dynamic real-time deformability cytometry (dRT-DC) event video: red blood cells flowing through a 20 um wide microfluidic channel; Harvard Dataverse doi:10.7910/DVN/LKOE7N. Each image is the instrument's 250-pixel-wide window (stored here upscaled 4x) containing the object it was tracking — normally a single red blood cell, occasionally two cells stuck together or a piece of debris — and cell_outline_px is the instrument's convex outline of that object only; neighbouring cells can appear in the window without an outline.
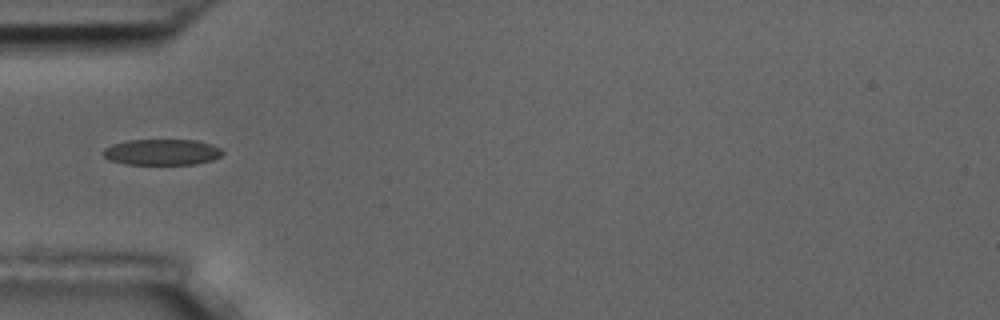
{"species": "common noctule bat (a hibernating species)", "species_latin": "Nyctalus noctula", "temperature_condition": "room temperature", "stored_images_in_passage": 5, "segment_of_instrument_passage": [2, 2], "camera_frame_rate_fps": 3000, "um_per_image_px": 0.085, "animal": {"sex": "male", "body_mass_g": 17.5, "forearm_length_mm": 52.3}, "frame": {"image": 1, "passage_image": 5, "time_ms": 4.667, "image_size_px": [1000, 320], "cell_outline_px": [[224, 152], [220, 156], [212, 160], [196, 164], [124, 164], [108, 160], [100, 152], [104, 148], [112, 144], [128, 140], [196, 140], [212, 144], [220, 148]], "centroid_in_image_um": [13.73, 12.93], "position_along_channel_um": 71.3, "area_um2": 18.21}}